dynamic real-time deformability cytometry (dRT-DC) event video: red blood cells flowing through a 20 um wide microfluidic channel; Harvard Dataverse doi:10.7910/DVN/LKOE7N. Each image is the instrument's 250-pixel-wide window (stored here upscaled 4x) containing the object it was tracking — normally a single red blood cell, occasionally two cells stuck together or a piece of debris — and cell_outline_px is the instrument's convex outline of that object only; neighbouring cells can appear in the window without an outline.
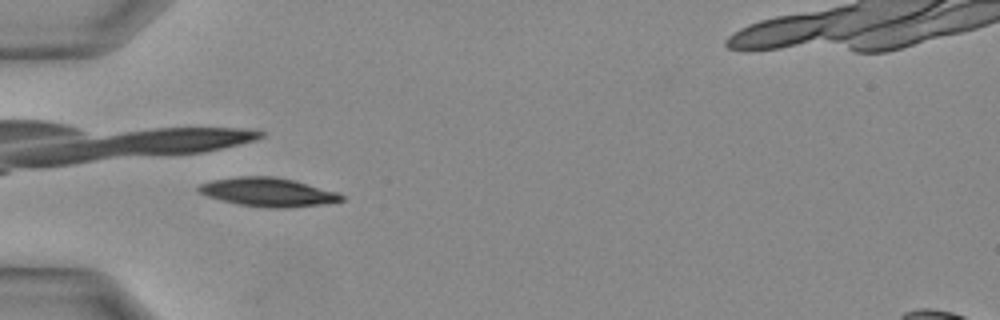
{"species": "Egyptian fruit bat (a non-hibernating species)", "species_latin": "Rousettus aegyptiacus", "temperature_condition": "warm", "stored_images_in_passage": 35, "camera_frame_rate_fps": 3000, "um_per_image_px": 0.085, "animal": {"sex": "female"}, "frame": {"image": 1, "passage_image": 11, "time_ms": 3.333, "image_size_px": [1000, 320], "cell_outline_px": [[344, 200], [320, 204], [288, 208], [272, 208], [240, 204], [220, 200], [208, 196], [200, 192], [196, 188], [200, 184], [212, 180], [236, 176], [272, 176], [292, 180], [340, 192], [344, 196]], "centroid_in_image_um": [22.79, 16.32], "position_along_channel_um": 62.2, "area_um2": 23.76}}
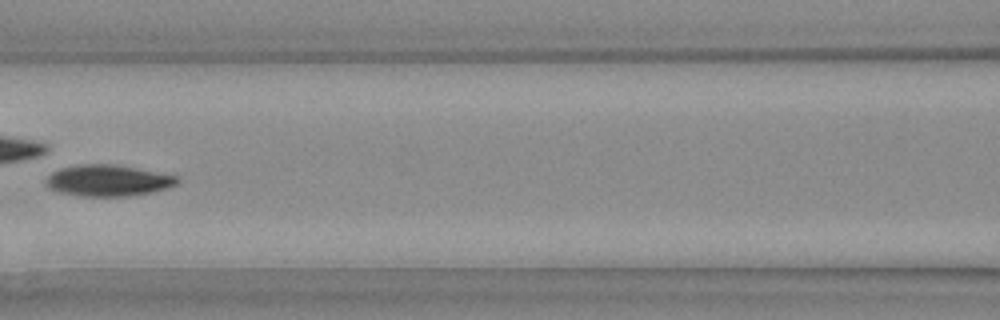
{"frame": {"image": 2, "passage_image": 16, "time_ms": 5.0, "image_size_px": [1000, 320], "cell_outline_px": [[180, 180], [176, 184], [168, 188], [152, 192], [128, 196], [80, 196], [56, 192], [48, 188], [48, 176], [52, 172], [64, 168], [84, 164], [104, 164], [132, 168], [176, 176]], "centroid_in_image_um": [9.17, 15.37], "position_along_channel_um": 157.4, "area_um2": 23.35}}
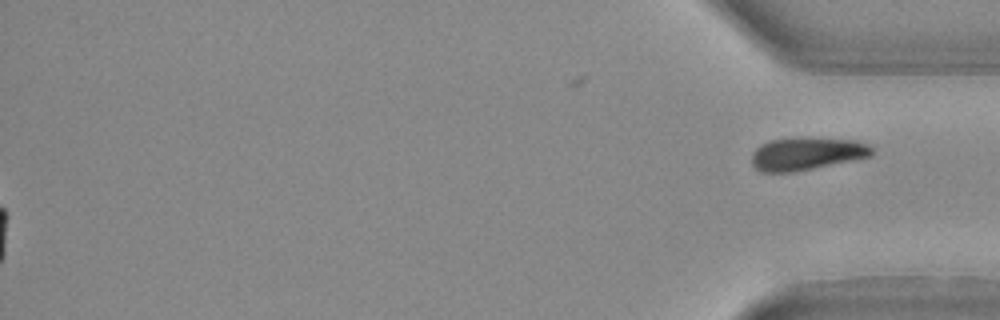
{"frame": {"image": 3, "passage_image": 35, "time_ms": 11.333, "image_size_px": [1000, 320], "cell_outline_px": [[872, 156], [792, 172], [760, 172], [752, 164], [752, 152], [760, 144], [768, 140], [792, 136], [856, 140], [868, 144], [872, 148]], "centroid_in_image_um": [68.52, 13.03], "position_along_channel_um": 366.7, "area_um2": 23.24}}